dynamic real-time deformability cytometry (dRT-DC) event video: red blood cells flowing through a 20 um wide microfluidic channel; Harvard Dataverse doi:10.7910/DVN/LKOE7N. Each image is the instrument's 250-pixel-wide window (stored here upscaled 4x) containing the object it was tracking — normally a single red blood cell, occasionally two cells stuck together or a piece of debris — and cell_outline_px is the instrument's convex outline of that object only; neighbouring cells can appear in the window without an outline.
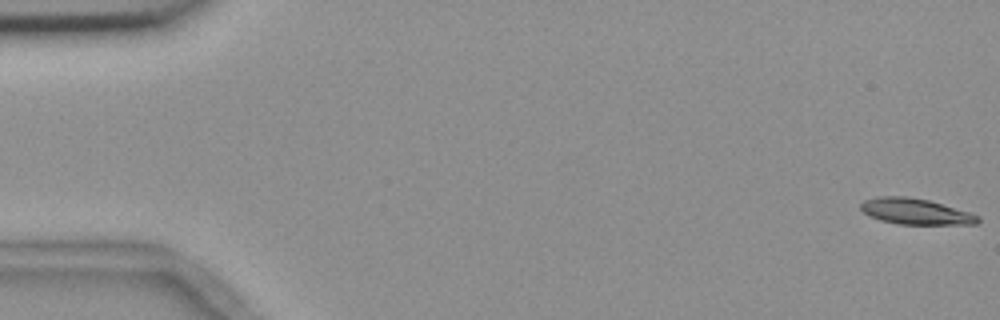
{"species": "common noctule bat (a hibernating species)", "species_latin": "Nyctalus noctula", "temperature_condition": "room temperature", "stored_images_in_passage": 57, "camera_frame_rate_fps": 3000, "um_per_image_px": 0.085, "animal": {"sex": "female", "body_mass_g": 18.4}, "frame": {"image": 1, "passage_image": 1, "time_ms": 0.0, "image_size_px": [1000, 320], "cell_outline_px": [[980, 220], [976, 224], [900, 224], [880, 220], [868, 216], [860, 208], [860, 204], [864, 200], [876, 196], [908, 196], [928, 200], [968, 212], [980, 216]], "centroid_in_image_um": [77.77, 17.97], "position_along_channel_um": 7.2, "area_um2": 17.63}}
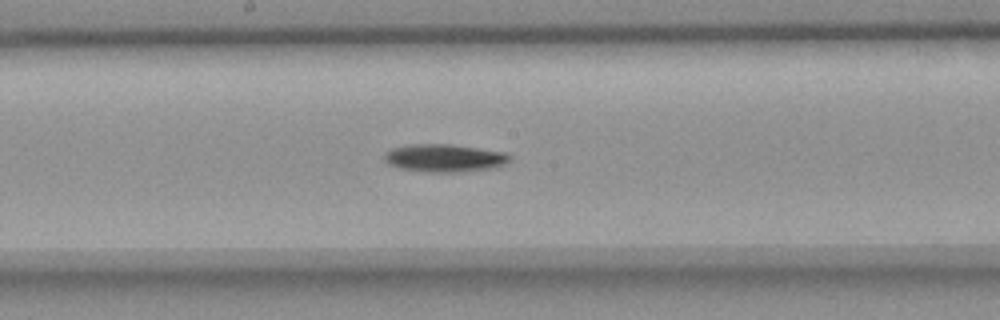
{"frame": {"image": 2, "passage_image": 30, "time_ms": 9.667, "image_size_px": [1000, 320], "cell_outline_px": [[512, 160], [504, 164], [492, 168], [460, 172], [428, 172], [400, 168], [388, 164], [384, 160], [384, 152], [392, 148], [408, 144], [452, 144], [504, 152], [512, 156]], "centroid_in_image_um": [37.77, 13.43], "position_along_channel_um": 210.4, "area_um2": 20.46}}
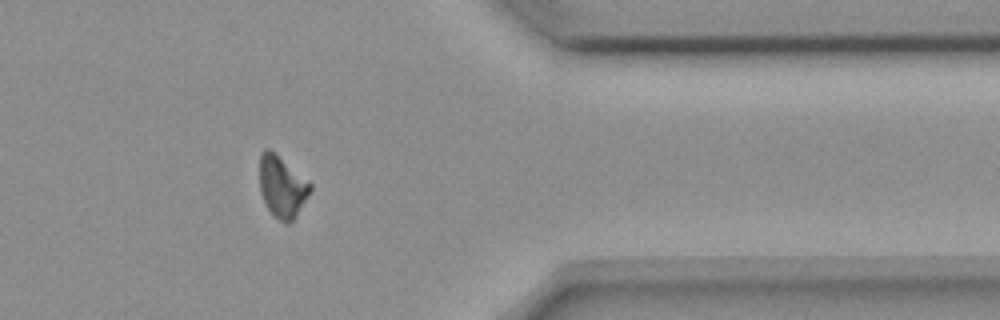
{"frame": {"image": 3, "passage_image": 46, "time_ms": 15.0, "image_size_px": [1000, 320], "cell_outline_px": [[312, 188], [308, 196], [292, 220], [288, 224], [272, 216], [260, 192], [260, 152], [264, 148], [268, 148], [312, 184]], "centroid_in_image_um": [23.95, 15.87], "position_along_channel_um": 387.4, "area_um2": 17.74}, "authors_computed_cell_mechanics": {"area_um2": 18.6116, "velocity_mm_per_s": 3.6452, "shape_relaxation_time_tau1_ms": 4.3444, "shape_relaxation_time_tau2_ms": null, "deformation_change_tau1": 0.1252, "deformation_change_tau2": null}}